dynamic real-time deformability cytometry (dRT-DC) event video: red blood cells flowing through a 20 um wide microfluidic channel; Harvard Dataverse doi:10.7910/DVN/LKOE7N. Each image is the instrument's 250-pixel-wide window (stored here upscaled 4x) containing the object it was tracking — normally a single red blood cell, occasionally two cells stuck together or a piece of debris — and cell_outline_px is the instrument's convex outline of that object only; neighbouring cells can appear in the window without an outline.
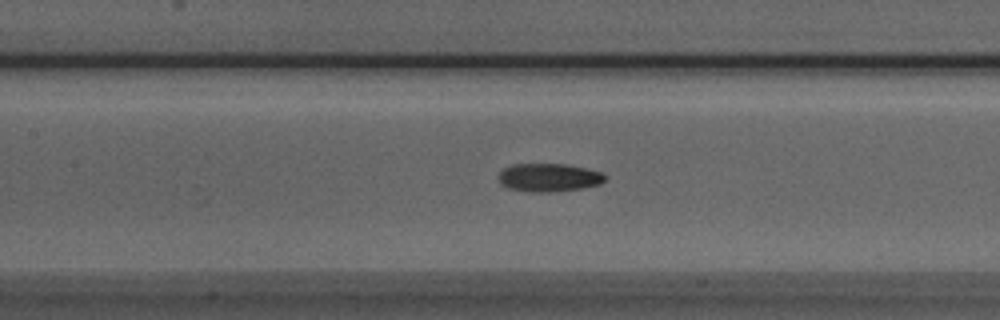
{"species": "Egyptian fruit bat (a non-hibernating species)", "species_latin": "Rousettus aegyptiacus", "temperature_condition": "room temperature", "stored_images_in_passage": 49, "camera_frame_rate_fps": 3000, "um_per_image_px": 0.085, "animal": {"sex": "male"}, "frame": {"image": 1, "passage_image": 23, "time_ms": 7.333, "image_size_px": [1000, 320], "cell_outline_px": [[604, 180], [600, 184], [580, 188], [548, 192], [528, 192], [508, 188], [500, 184], [496, 176], [504, 168], [512, 164], [564, 164], [584, 168], [600, 172], [604, 176]], "centroid_in_image_um": [46.56, 15.09], "position_along_channel_um": 160.8, "area_um2": 17.4}}
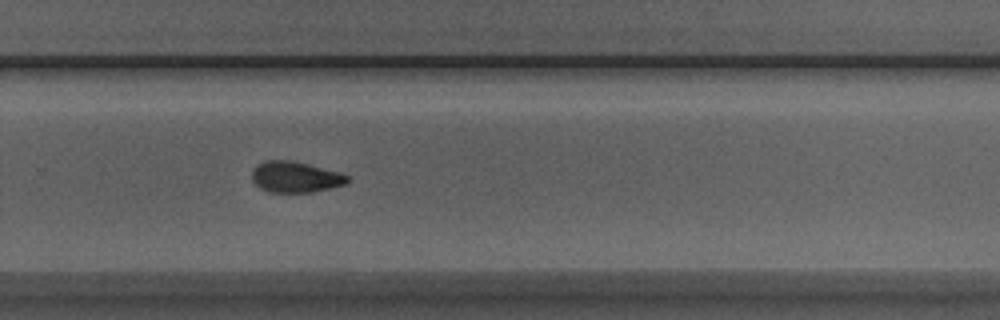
{"frame": {"image": 2, "passage_image": 34, "time_ms": 11.0, "image_size_px": [1000, 320], "cell_outline_px": [[348, 180], [344, 184], [312, 192], [268, 192], [260, 188], [252, 180], [252, 168], [256, 164], [264, 160], [288, 160], [308, 164], [340, 172], [348, 176]], "centroid_in_image_um": [25.05, 15.03], "position_along_channel_um": 304.8, "area_um2": 17.17}}
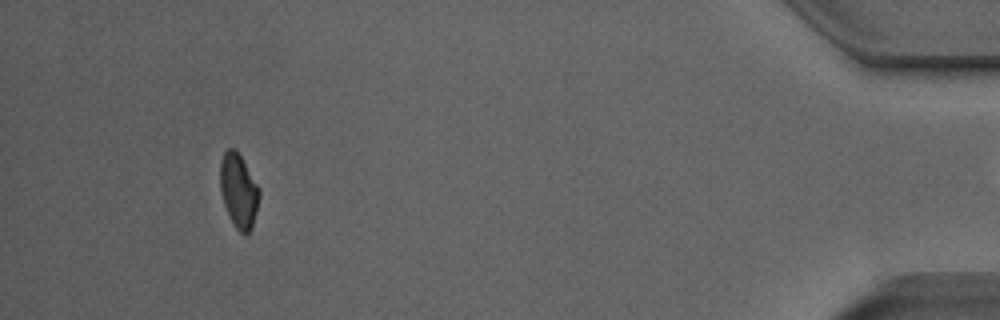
{"frame": {"image": 3, "passage_image": 48, "time_ms": 15.667, "image_size_px": [1000, 320], "cell_outline_px": [[260, 196], [252, 228], [244, 236], [236, 228], [224, 204], [220, 188], [220, 160], [224, 152], [228, 148], [236, 148], [260, 188]], "centroid_in_image_um": [20.29, 16.18], "position_along_channel_um": 414.9, "area_um2": 16.94}}